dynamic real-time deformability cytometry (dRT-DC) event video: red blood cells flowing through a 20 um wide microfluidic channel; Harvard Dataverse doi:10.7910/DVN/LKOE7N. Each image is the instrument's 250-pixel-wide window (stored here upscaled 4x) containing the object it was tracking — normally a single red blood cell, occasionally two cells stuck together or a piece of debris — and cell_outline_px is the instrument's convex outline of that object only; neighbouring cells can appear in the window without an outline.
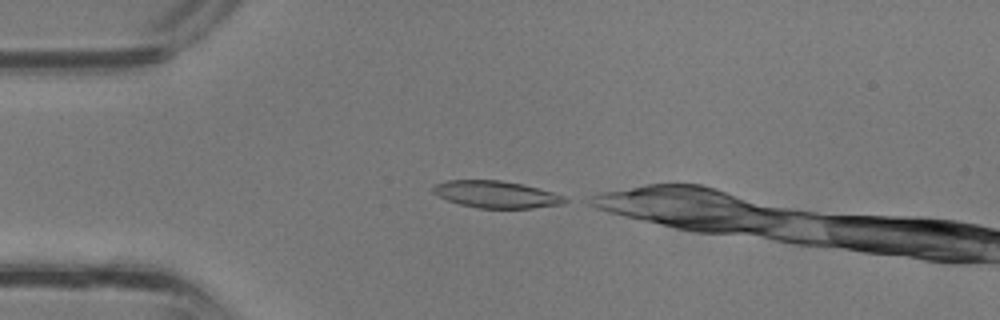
{"species": "common noctule bat (a hibernating species)", "species_latin": "Nyctalus noctula", "temperature_condition": "room temperature", "stored_images_in_passage": 21, "camera_frame_rate_fps": 3000, "um_per_image_px": 0.085, "animal": {"sex": "male", "body_mass_g": 13.3}, "frame": {"image": 1, "passage_image": 1, "time_ms": 0.0, "image_size_px": [1000, 320], "cell_outline_px": [[572, 200], [564, 204], [532, 208], [480, 208], [460, 204], [448, 200], [432, 192], [432, 184], [448, 180], [500, 180], [524, 184], [552, 192], [564, 196]], "centroid_in_image_um": [42.21, 16.52], "position_along_channel_um": 42.8, "area_um2": 20.87}}
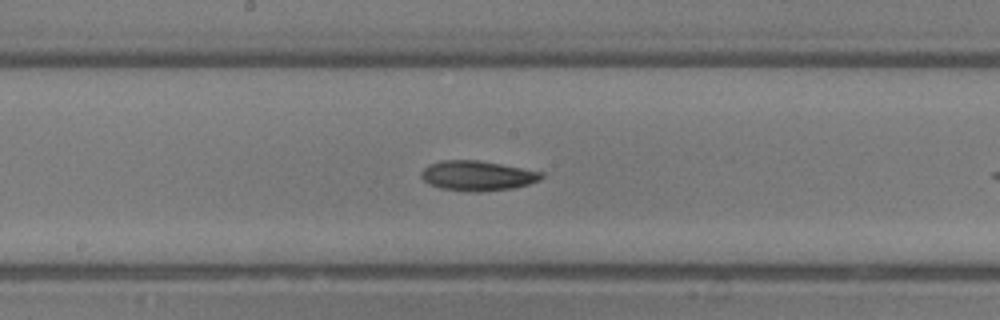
{"frame": {"image": 2, "passage_image": 11, "time_ms": 3.333, "image_size_px": [1000, 320], "cell_outline_px": [[544, 176], [540, 180], [528, 184], [512, 188], [480, 192], [472, 192], [440, 188], [428, 184], [420, 176], [420, 172], [428, 164], [444, 160], [476, 160], [500, 164], [544, 172]], "centroid_in_image_um": [40.56, 14.94], "position_along_channel_um": 207.6, "area_um2": 20.98}}
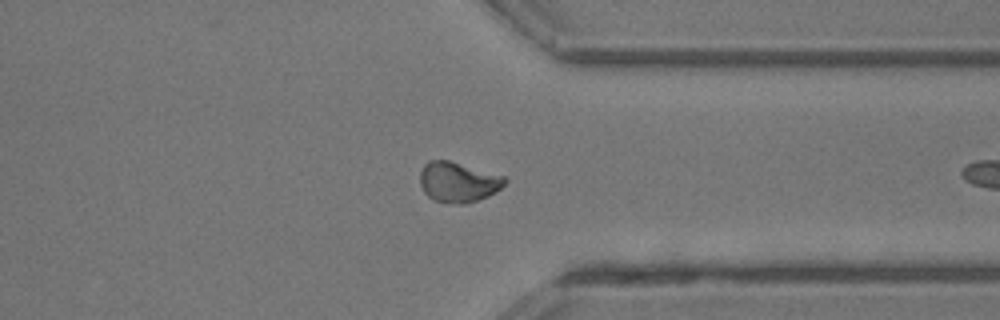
{"frame": {"image": 3, "passage_image": 20, "time_ms": 6.333, "image_size_px": [1000, 320], "cell_outline_px": [[508, 180], [496, 192], [488, 196], [464, 204], [448, 204], [436, 200], [428, 196], [424, 192], [420, 184], [420, 172], [424, 164], [428, 160], [448, 160], [504, 176]], "centroid_in_image_um": [38.92, 15.48], "position_along_channel_um": 372.5, "area_um2": 19.83}}